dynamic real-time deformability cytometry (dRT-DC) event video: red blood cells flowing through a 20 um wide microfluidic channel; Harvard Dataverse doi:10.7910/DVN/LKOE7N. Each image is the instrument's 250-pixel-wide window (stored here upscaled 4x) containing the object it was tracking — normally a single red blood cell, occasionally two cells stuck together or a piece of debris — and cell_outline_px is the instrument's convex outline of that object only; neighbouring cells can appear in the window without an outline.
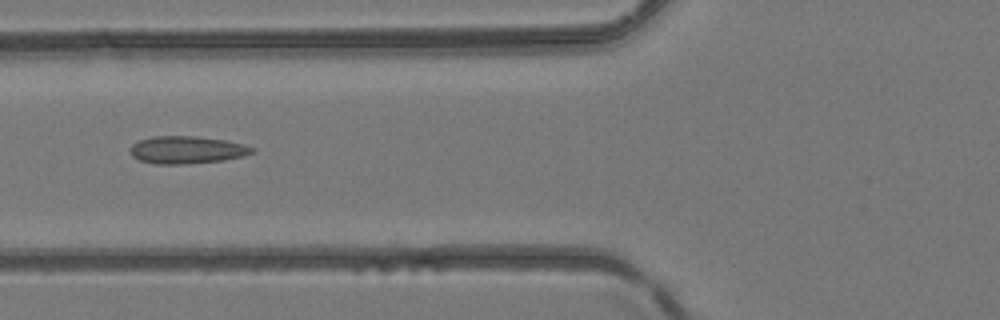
{"species": "common noctule bat (a hibernating species)", "species_latin": "Nyctalus noctula", "temperature_condition": "room temperature", "stored_images_in_passage": 6, "camera_frame_rate_fps": 3000, "um_per_image_px": 0.085, "animal": {"sex": "female", "body_mass_g": 24.6, "forearm_length_mm": 56.2}, "frame": {"image": 1, "passage_image": 6, "time_ms": 5.667, "image_size_px": [1000, 320], "cell_outline_px": [[256, 152], [244, 156], [224, 160], [188, 164], [156, 164], [140, 160], [132, 156], [132, 144], [140, 140], [152, 136], [196, 136], [224, 140], [244, 144], [256, 148]], "centroid_in_image_um": [15.94, 12.74], "position_along_channel_um": 109.9, "area_um2": 19.59}}